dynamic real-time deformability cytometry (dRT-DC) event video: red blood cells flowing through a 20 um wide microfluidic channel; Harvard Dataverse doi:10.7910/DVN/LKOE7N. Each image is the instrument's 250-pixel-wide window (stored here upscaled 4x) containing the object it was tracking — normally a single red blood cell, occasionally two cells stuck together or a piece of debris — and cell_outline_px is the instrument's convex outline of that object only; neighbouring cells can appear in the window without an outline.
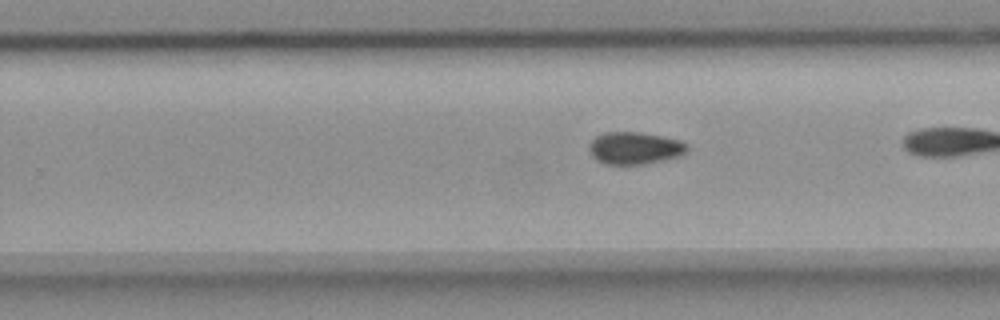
{"species": "common noctule bat (a hibernating species)", "species_latin": "Nyctalus noctula", "temperature_condition": "room temperature", "stored_images_in_passage": 28, "camera_frame_rate_fps": 3000, "um_per_image_px": 0.085, "animal": {"sex": "female", "body_mass_g": 18.4}, "frame": {"image": 1, "passage_image": 20, "time_ms": 6.333, "image_size_px": [1000, 320], "cell_outline_px": [[688, 148], [680, 156], [664, 160], [644, 164], [604, 164], [596, 160], [592, 156], [588, 148], [592, 140], [596, 136], [604, 132], [640, 132], [680, 140], [688, 144]], "centroid_in_image_um": [53.93, 12.59], "position_along_channel_um": 275.9, "area_um2": 18.44}}